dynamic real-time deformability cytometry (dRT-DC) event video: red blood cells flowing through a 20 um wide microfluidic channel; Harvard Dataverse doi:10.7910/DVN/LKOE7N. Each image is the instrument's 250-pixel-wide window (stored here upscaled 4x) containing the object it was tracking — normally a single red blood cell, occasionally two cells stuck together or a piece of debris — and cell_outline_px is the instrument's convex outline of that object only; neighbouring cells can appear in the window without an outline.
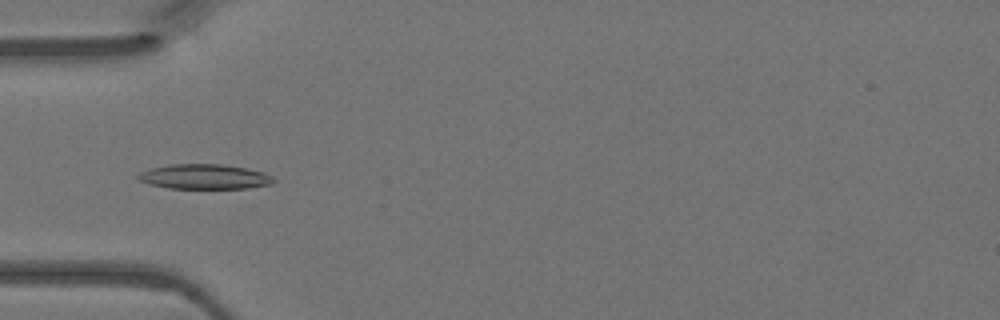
{"species": "Egyptian fruit bat (a non-hibernating species)", "species_latin": "Rousettus aegyptiacus", "temperature_condition": "warm", "stored_images_in_passage": 34, "camera_frame_rate_fps": 3000, "um_per_image_px": 0.085, "animal": {"sex": "female"}, "frame": {"image": 1, "passage_image": 2, "time_ms": 0.333, "image_size_px": [1000, 320], "cell_outline_px": [[276, 180], [272, 184], [248, 188], [168, 188], [148, 184], [136, 180], [136, 176], [140, 172], [152, 168], [172, 164], [220, 164], [248, 168], [264, 172], [272, 176]], "centroid_in_image_um": [17.38, 15.02], "position_along_channel_um": 67.6, "area_um2": 19.77}}
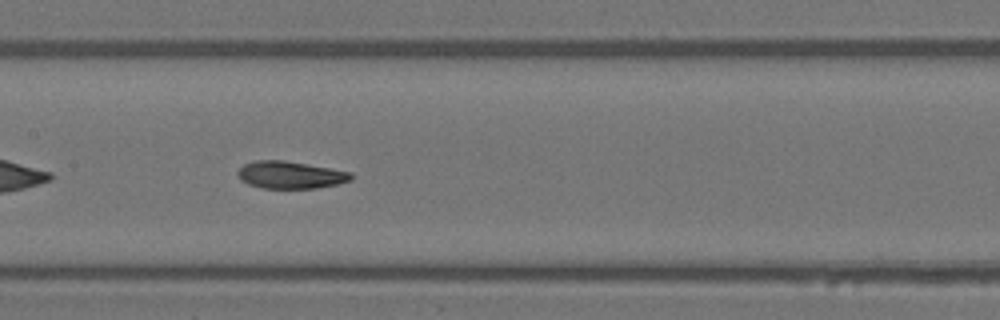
{"frame": {"image": 2, "passage_image": 10, "time_ms": 3.0, "image_size_px": [1000, 320], "cell_outline_px": [[352, 180], [336, 184], [316, 188], [260, 188], [248, 184], [240, 180], [236, 176], [236, 172], [244, 164], [256, 160], [284, 160], [308, 164], [352, 172]], "centroid_in_image_um": [24.64, 14.86], "position_along_channel_um": 182.8, "area_um2": 18.15}}
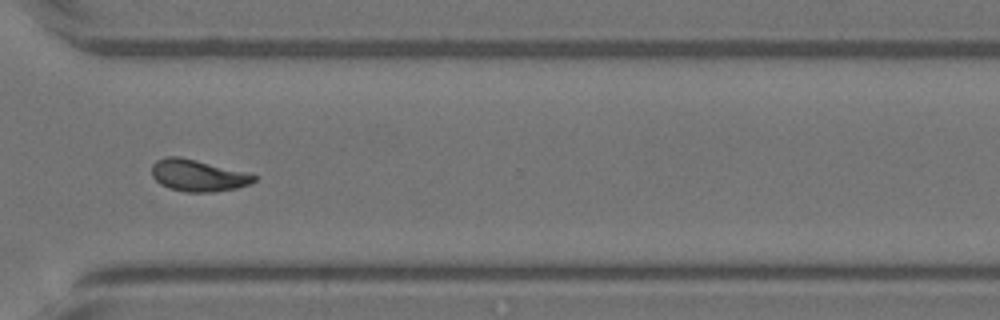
{"frame": {"image": 3, "passage_image": 22, "time_ms": 7.0, "image_size_px": [1000, 320], "cell_outline_px": [[256, 180], [248, 184], [236, 188], [212, 192], [184, 192], [168, 188], [160, 184], [152, 176], [152, 164], [156, 160], [164, 156], [180, 156], [248, 172], [256, 176]], "centroid_in_image_um": [16.8, 14.9], "position_along_channel_um": 353.8, "area_um2": 19.07}}